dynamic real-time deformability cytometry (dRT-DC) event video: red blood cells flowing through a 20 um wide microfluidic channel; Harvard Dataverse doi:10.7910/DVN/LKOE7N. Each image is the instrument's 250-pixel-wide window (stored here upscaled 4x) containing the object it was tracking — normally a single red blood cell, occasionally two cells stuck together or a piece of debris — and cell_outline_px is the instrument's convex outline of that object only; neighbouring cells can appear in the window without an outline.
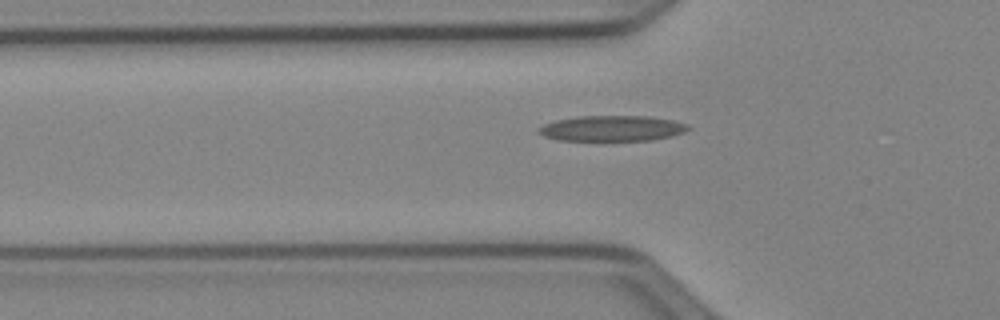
{"species": "Egyptian fruit bat (a non-hibernating species)", "species_latin": "Rousettus aegyptiacus", "temperature_condition": "cold", "stored_images_in_passage": 38, "camera_frame_rate_fps": 3000, "um_per_image_px": 0.085, "animal": {"sex": "female"}, "frame": {"image": 1, "passage_image": 8, "time_ms": 2.333, "image_size_px": [1000, 320], "cell_outline_px": [[692, 128], [684, 132], [672, 136], [652, 140], [560, 140], [544, 136], [540, 132], [540, 128], [544, 124], [556, 120], [576, 116], [648, 116], [672, 120], [688, 124]], "centroid_in_image_um": [52.08, 10.9], "position_along_channel_um": 73.7, "area_um2": 22.14}}
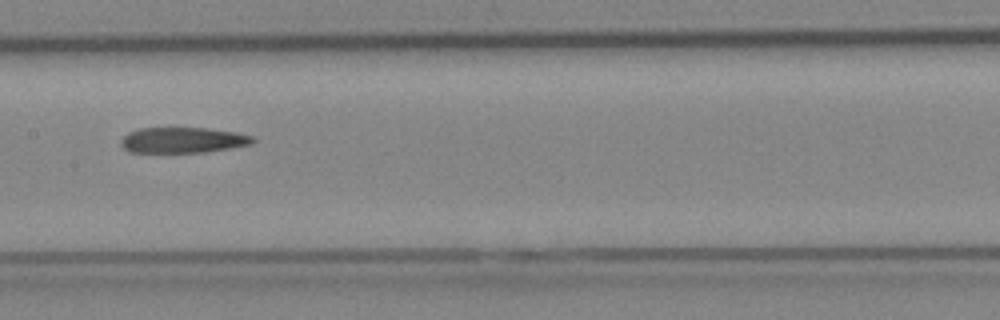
{"frame": {"image": 2, "passage_image": 17, "time_ms": 5.333, "image_size_px": [1000, 320], "cell_outline_px": [[256, 140], [252, 144], [204, 152], [128, 152], [120, 144], [120, 140], [128, 132], [140, 128], [208, 128], [236, 132], [256, 136]], "centroid_in_image_um": [15.56, 11.9], "position_along_channel_um": 191.8, "area_um2": 19.77}}
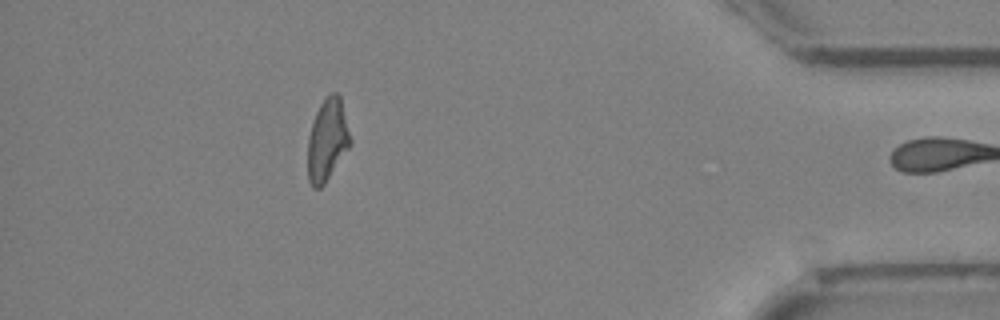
{"frame": {"image": 3, "passage_image": 37, "time_ms": 12.0, "image_size_px": [1000, 320], "cell_outline_px": [[352, 140], [348, 148], [324, 184], [320, 188], [312, 188], [308, 180], [308, 136], [316, 112], [324, 96], [332, 92], [336, 92], [340, 96]], "centroid_in_image_um": [27.81, 11.87], "position_along_channel_um": 407.4, "area_um2": 20.29}, "authors_computed_cell_mechanics": {"area_um2": 20.9525, "velocity_mm_per_s": 3.9439, "shape_relaxation_time_tau1_ms": null, "shape_relaxation_time_tau2_ms": 7.9631, "deformation_change_tau1": null, "deformation_change_tau2": 0.2149}}